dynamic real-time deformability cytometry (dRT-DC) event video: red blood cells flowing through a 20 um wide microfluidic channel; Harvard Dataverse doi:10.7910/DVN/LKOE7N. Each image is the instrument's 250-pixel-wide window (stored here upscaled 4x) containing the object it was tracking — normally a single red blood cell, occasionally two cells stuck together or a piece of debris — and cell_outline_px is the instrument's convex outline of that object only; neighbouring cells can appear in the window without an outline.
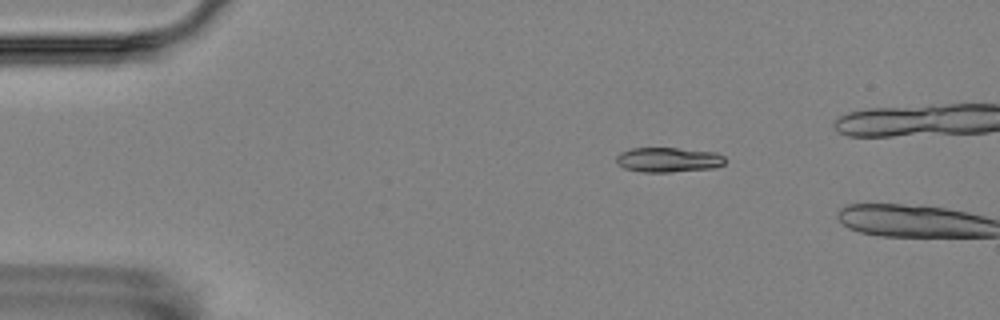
{"species": "Egyptian fruit bat (a non-hibernating species)", "species_latin": "Rousettus aegyptiacus", "temperature_condition": "room temperature", "stored_images_in_passage": 4, "camera_frame_rate_fps": 3000, "um_per_image_px": 0.085, "animal": {"sex": "female"}, "frame": {"image": 1, "passage_image": 3, "time_ms": 3.0, "image_size_px": [1000, 320], "cell_outline_px": [[728, 160], [724, 164], [712, 168], [668, 172], [640, 172], [624, 168], [616, 164], [616, 156], [620, 152], [632, 148], [676, 148], [716, 152], [724, 156]], "centroid_in_image_um": [56.8, 13.58], "position_along_channel_um": 28.2, "area_um2": 15.84}}